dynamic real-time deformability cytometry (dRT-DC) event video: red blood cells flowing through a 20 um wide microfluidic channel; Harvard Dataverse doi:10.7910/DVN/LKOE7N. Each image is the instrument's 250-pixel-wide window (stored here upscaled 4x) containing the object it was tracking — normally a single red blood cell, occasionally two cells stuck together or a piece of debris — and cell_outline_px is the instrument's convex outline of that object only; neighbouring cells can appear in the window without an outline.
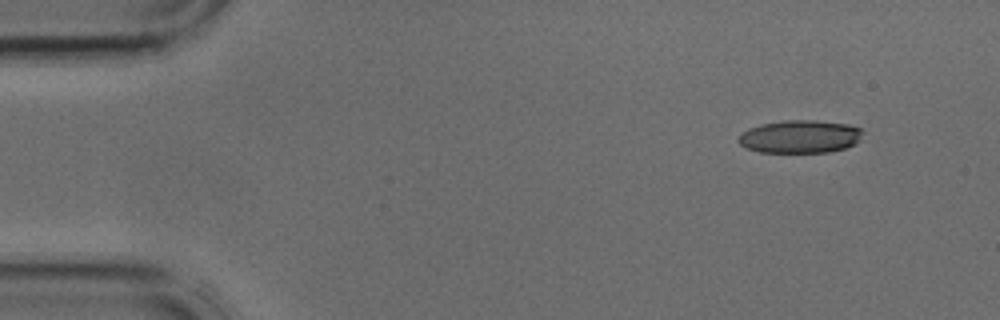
{"species": "common noctule bat (a hibernating species)", "species_latin": "Nyctalus noctula", "temperature_condition": "cold", "stored_images_in_passage": 5, "camera_frame_rate_fps": 3000, "um_per_image_px": 0.085, "animal": {"sex": "male", "body_mass_g": 17.9, "forearm_length_mm": 54.2}, "frame": {"image": 1, "passage_image": 5, "time_ms": 1.333, "image_size_px": [1000, 320], "cell_outline_px": [[864, 132], [860, 140], [856, 144], [844, 148], [828, 152], [760, 152], [748, 148], [740, 144], [736, 140], [748, 128], [760, 124], [784, 120], [816, 120], [848, 124], [860, 128]], "centroid_in_image_um": [68.03, 11.6], "position_along_channel_um": 17.0, "area_um2": 23.93}}